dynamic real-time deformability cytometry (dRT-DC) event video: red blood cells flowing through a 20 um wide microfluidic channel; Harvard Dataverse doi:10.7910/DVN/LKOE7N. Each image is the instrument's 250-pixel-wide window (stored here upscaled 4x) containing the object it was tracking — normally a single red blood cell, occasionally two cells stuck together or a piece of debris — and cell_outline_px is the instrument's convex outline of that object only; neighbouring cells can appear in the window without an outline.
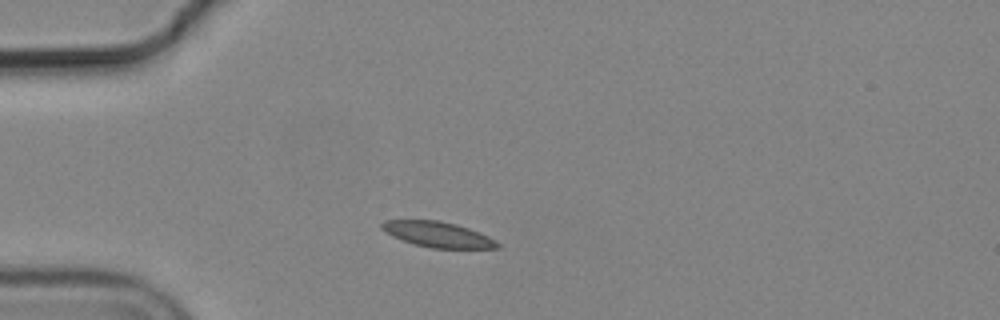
{"species": "common noctule bat (a hibernating species)", "species_latin": "Nyctalus noctula", "temperature_condition": "cold", "stored_images_in_passage": 42, "camera_frame_rate_fps": 3000, "um_per_image_px": 0.085, "animal": {"sex": "male", "body_mass_g": 19.2, "forearm_length_mm": 51.8}, "frame": {"image": 1, "passage_image": 1, "time_ms": 0.0, "image_size_px": [1000, 320], "cell_outline_px": [[500, 248], [432, 248], [416, 244], [392, 236], [384, 232], [380, 228], [380, 224], [384, 220], [436, 220], [456, 224], [480, 232], [496, 240], [500, 244]], "centroid_in_image_um": [37.21, 19.92], "position_along_channel_um": 47.8, "area_um2": 17.11}}
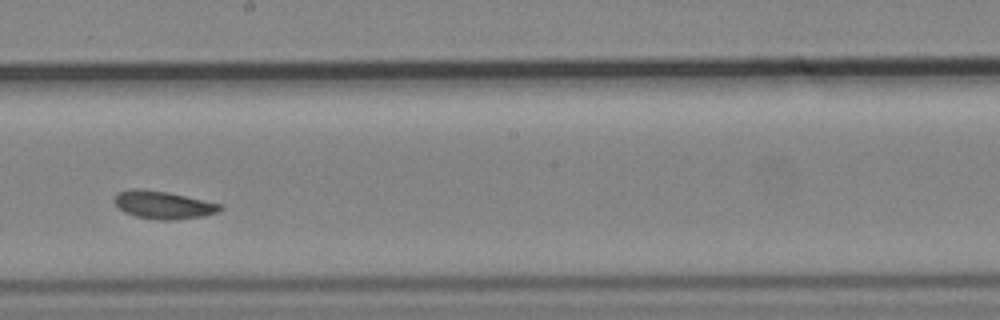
{"frame": {"image": 2, "passage_image": 18, "time_ms": 5.667, "image_size_px": [1000, 320], "cell_outline_px": [[224, 208], [220, 212], [204, 216], [176, 220], [160, 220], [136, 216], [124, 212], [112, 200], [120, 192], [132, 188], [136, 188], [168, 192], [220, 204]], "centroid_in_image_um": [13.9, 17.43], "position_along_channel_um": 234.3, "area_um2": 17.05}}
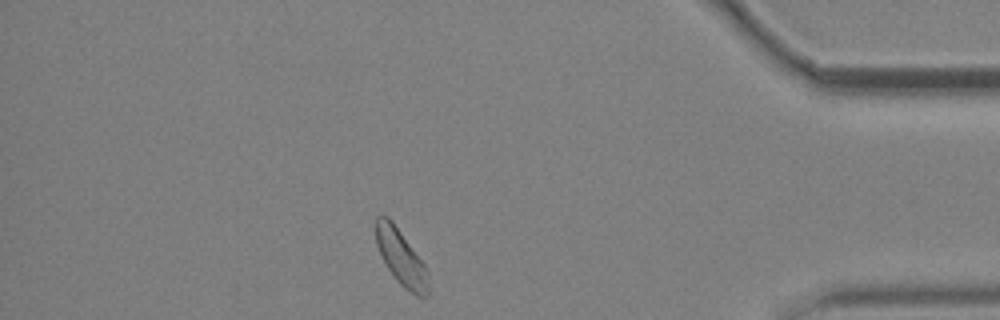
{"frame": {"image": 3, "passage_image": 35, "time_ms": 11.333, "image_size_px": [1000, 320], "cell_outline_px": [[428, 296], [416, 296], [404, 288], [396, 280], [380, 256], [376, 244], [376, 216], [388, 216], [392, 220], [424, 264], [428, 272]], "centroid_in_image_um": [34.08, 21.89], "position_along_channel_um": 401.1, "area_um2": 16.88}, "authors_computed_cell_mechanics": {"area_um2": 17.1666, "velocity_mm_per_s": 3.6265, "shape_relaxation_time_tau1_ms": 7.2016, "shape_relaxation_time_tau2_ms": 2.3083, "deformation_change_tau1": 0.0856, "deformation_change_tau2": 0.0715}}